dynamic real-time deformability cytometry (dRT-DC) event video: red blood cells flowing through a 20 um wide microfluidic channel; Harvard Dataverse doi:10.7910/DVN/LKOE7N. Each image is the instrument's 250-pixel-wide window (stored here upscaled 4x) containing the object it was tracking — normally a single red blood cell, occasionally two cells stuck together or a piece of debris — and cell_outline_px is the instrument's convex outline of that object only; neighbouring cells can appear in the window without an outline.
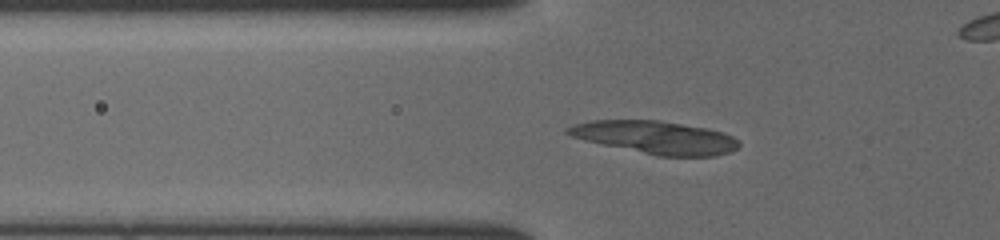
{"species": "common noctule bat (a hibernating species)", "species_latin": "Nyctalus noctula", "temperature_condition": "cold", "stored_images_in_passage": 49, "camera_frame_rate_fps": 3000, "um_per_image_px": 0.085, "animal": {"sex": "female", "body_mass_g": 19.5, "forearm_length_mm": 54.1}, "frame": {"image": 1, "passage_image": 17, "time_ms": 5.333, "image_size_px": [1000, 240], "cell_outline_px": [[740, 144], [736, 148], [728, 152], [716, 156], [656, 156], [584, 140], [572, 136], [564, 132], [564, 128], [576, 124], [592, 120], [660, 120], [708, 128], [724, 132], [732, 136]], "centroid_in_image_um": [55.71, 11.67], "position_along_channel_um": 70.1, "area_um2": 32.71}}